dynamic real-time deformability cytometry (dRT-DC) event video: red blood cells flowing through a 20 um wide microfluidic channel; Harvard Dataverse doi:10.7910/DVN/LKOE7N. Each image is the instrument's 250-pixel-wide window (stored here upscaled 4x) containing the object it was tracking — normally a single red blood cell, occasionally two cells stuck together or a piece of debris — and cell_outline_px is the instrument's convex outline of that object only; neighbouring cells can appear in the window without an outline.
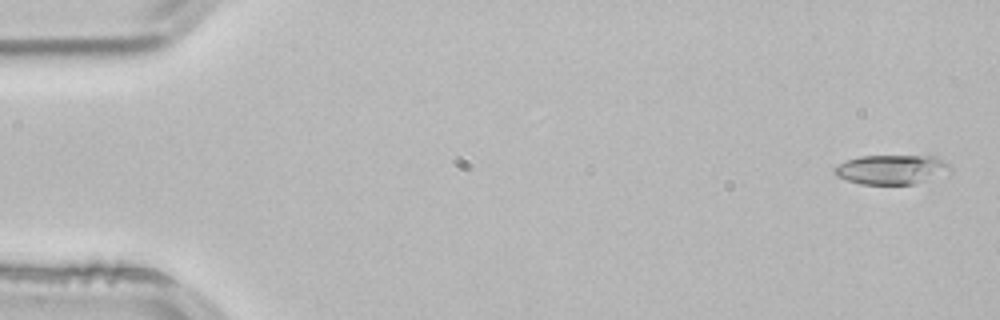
{"species": "common noctule bat (a hibernating species)", "species_latin": "Nyctalus noctula", "temperature_condition": "room temperature", "stored_images_in_passage": 4, "camera_frame_rate_fps": 3000, "um_per_image_px": 0.085, "animal": {"sex": "male", "body_mass_g": 21.5, "forearm_length_mm": 52.0}, "frame": {"image": 1, "passage_image": 1, "time_ms": 0.0, "image_size_px": [1000, 320], "cell_outline_px": [[952, 172], [912, 184], [860, 184], [836, 176], [832, 172], [832, 168], [848, 160], [860, 156], [936, 156], [948, 164], [952, 168]], "centroid_in_image_um": [75.78, 14.41], "position_along_channel_um": 9.2, "area_um2": 19.83}}